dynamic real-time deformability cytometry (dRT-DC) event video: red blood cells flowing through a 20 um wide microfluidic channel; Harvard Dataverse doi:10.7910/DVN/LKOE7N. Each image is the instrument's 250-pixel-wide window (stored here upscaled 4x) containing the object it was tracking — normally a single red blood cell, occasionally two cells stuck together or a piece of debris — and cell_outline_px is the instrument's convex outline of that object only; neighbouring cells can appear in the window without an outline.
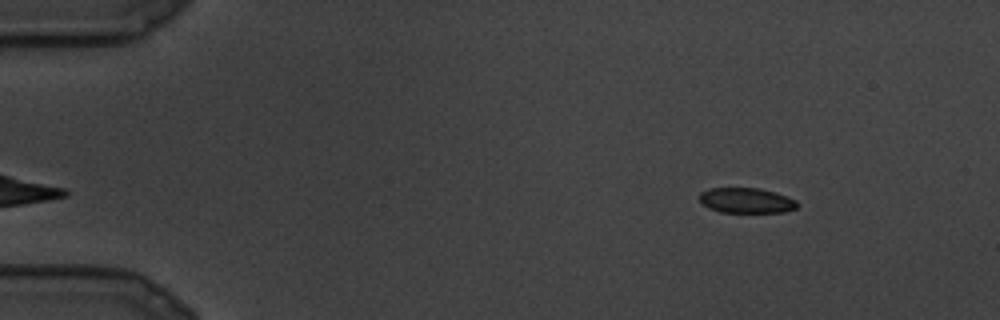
{"species": "common noctule bat (a hibernating species)", "species_latin": "Nyctalus noctula", "temperature_condition": "cold", "stored_images_in_passage": 11, "camera_frame_rate_fps": 3000, "um_per_image_px": 0.085, "animal": {"sex": "male", "body_mass_g": 19.5, "forearm_length_mm": 54.6}, "frame": {"image": 1, "passage_image": 1, "time_ms": 0.0, "image_size_px": [1000, 320], "cell_outline_px": [[800, 204], [796, 208], [784, 212], [720, 212], [708, 208], [700, 200], [700, 192], [708, 188], [760, 188], [776, 192], [796, 200]], "centroid_in_image_um": [63.46, 17.03], "position_along_channel_um": 21.5, "area_um2": 14.45}}
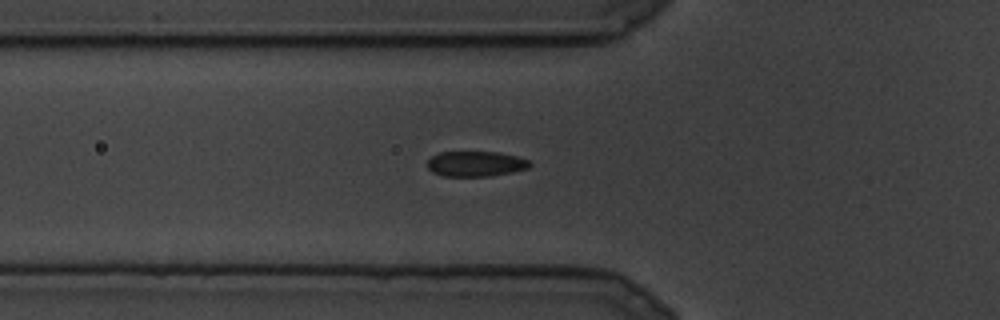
{"frame": {"image": 2, "passage_image": 7, "time_ms": 2.0, "image_size_px": [1000, 320], "cell_outline_px": [[532, 164], [528, 168], [512, 172], [488, 176], [444, 176], [432, 172], [428, 168], [428, 160], [432, 156], [440, 152], [496, 152], [516, 156], [528, 160]], "centroid_in_image_um": [40.42, 13.92], "position_along_channel_um": 85.4, "area_um2": 14.97}}
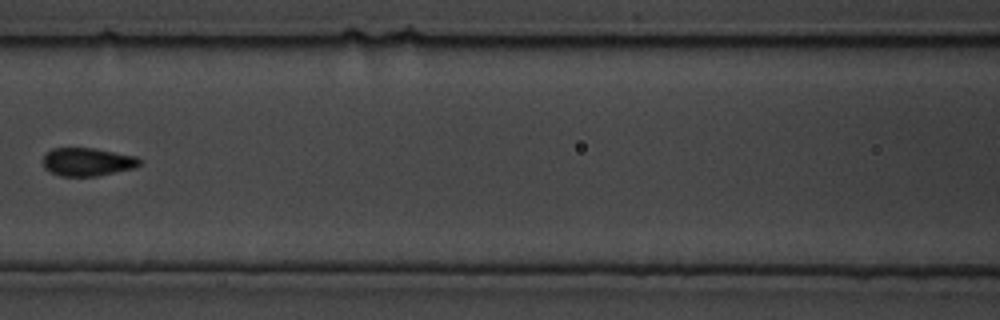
{"frame": {"image": 3, "passage_image": 10, "time_ms": 3.0, "image_size_px": [1000, 320], "cell_outline_px": [[140, 164], [136, 168], [96, 176], [60, 176], [44, 168], [44, 156], [52, 148], [92, 148], [136, 156], [140, 160]], "centroid_in_image_um": [7.45, 13.76], "position_along_channel_um": 159.2, "area_um2": 15.72}}